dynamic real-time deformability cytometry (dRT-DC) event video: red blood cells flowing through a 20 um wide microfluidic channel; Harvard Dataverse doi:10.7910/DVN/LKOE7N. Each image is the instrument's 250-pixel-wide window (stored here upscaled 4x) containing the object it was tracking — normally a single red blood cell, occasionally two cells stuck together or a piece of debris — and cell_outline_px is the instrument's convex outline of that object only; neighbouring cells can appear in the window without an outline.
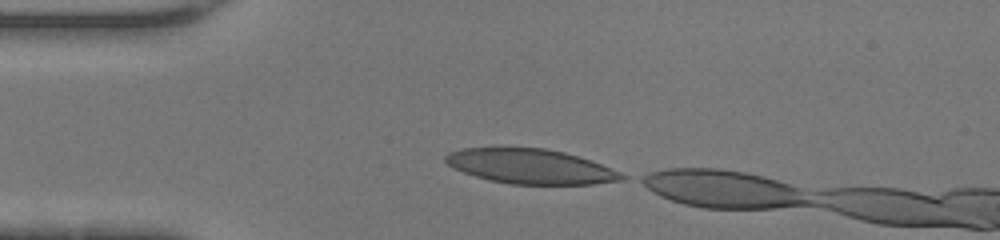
{"species": "human", "species_latin": "Homo sapiens", "temperature_condition": "warm", "stored_images_in_passage": 4, "camera_frame_rate_fps": 3000, "um_per_image_px": 0.085, "donor": {"sex": "female"}, "frame": {"image": 1, "passage_image": 1, "time_ms": 0.0, "image_size_px": [1000, 240], "cell_outline_px": [[628, 176], [624, 180], [592, 184], [508, 184], [488, 180], [452, 168], [444, 160], [444, 156], [448, 152], [464, 148], [544, 148], [564, 152], [580, 156], [620, 172]], "centroid_in_image_um": [45.09, 14.15], "position_along_channel_um": 39.9, "area_um2": 35.66}}